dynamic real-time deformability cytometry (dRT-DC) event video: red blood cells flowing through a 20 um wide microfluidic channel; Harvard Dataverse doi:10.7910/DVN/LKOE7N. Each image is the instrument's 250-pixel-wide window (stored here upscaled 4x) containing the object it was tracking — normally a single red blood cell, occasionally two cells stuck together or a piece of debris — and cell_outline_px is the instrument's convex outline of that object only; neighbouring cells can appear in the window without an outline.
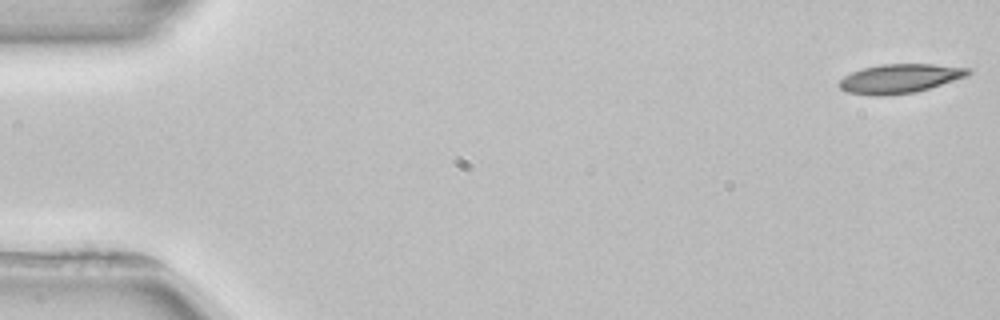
{"species": "common noctule bat (a hibernating species)", "species_latin": "Nyctalus noctula", "temperature_condition": "room temperature", "stored_images_in_passage": 5, "camera_frame_rate_fps": 3000, "um_per_image_px": 0.085, "animal": {"sex": "female", "body_mass_g": 22.7, "forearm_length_mm": 54.2}, "frame": {"image": 1, "passage_image": 1, "time_ms": 0.0, "image_size_px": [1000, 320], "cell_outline_px": [[972, 72], [968, 76], [916, 92], [884, 96], [868, 96], [848, 92], [840, 88], [836, 84], [844, 76], [852, 72], [864, 68], [880, 64], [932, 64], [972, 68]], "centroid_in_image_um": [76.48, 6.68], "position_along_channel_um": 8.5, "area_um2": 22.08}}